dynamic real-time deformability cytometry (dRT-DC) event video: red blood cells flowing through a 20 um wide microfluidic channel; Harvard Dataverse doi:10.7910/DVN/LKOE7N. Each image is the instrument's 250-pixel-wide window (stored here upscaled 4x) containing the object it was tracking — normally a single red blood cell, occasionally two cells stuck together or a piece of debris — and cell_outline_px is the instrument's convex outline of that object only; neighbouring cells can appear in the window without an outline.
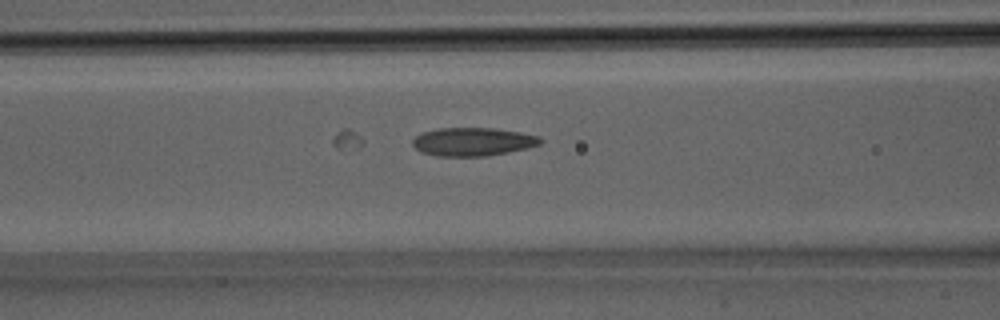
{"species": "Egyptian fruit bat (a non-hibernating species)", "species_latin": "Rousettus aegyptiacus", "temperature_condition": "room temperature", "stored_images_in_passage": 23, "camera_frame_rate_fps": 3000, "um_per_image_px": 0.085, "animal": {"sex": "male"}, "frame": {"image": 1, "passage_image": 4, "time_ms": 1.0, "image_size_px": [1000, 320], "cell_outline_px": [[544, 140], [540, 144], [528, 148], [488, 156], [436, 156], [420, 152], [412, 144], [412, 140], [420, 132], [436, 128], [492, 128], [520, 132], [540, 136]], "centroid_in_image_um": [40.18, 12.04], "position_along_channel_um": 126.4, "area_um2": 21.33}}
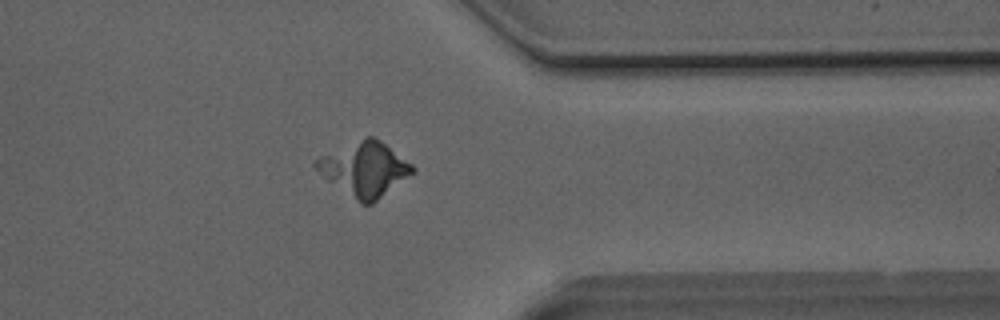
{"frame": {"image": 2, "passage_image": 16, "time_ms": 5.0, "image_size_px": [1000, 320], "cell_outline_px": [[416, 172], [372, 204], [360, 204], [324, 176], [312, 164], [312, 160], [320, 156], [368, 136], [372, 136], [380, 140], [412, 164], [416, 168]], "centroid_in_image_um": [31.02, 14.38], "position_along_channel_um": 380.4, "area_um2": 30.0}}
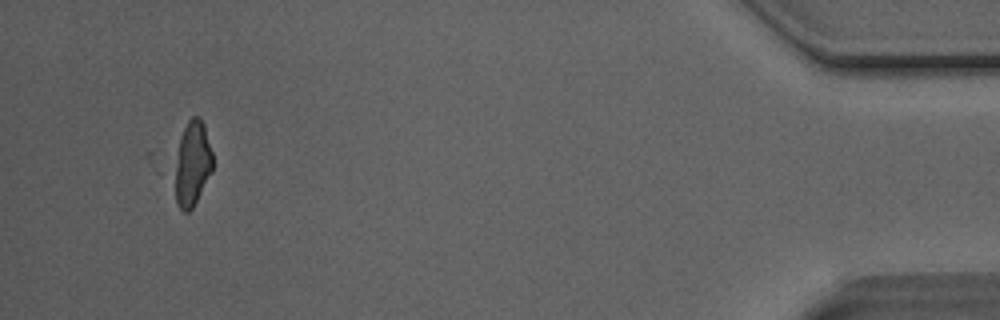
{"frame": {"image": 3, "passage_image": 21, "time_ms": 6.667, "image_size_px": [1000, 320], "cell_outline_px": [[212, 172], [192, 208], [188, 212], [184, 212], [176, 204], [176, 168], [180, 136], [188, 120], [192, 116], [200, 116], [204, 124], [212, 152]], "centroid_in_image_um": [16.37, 13.89], "position_along_channel_um": 418.8, "area_um2": 18.32}}